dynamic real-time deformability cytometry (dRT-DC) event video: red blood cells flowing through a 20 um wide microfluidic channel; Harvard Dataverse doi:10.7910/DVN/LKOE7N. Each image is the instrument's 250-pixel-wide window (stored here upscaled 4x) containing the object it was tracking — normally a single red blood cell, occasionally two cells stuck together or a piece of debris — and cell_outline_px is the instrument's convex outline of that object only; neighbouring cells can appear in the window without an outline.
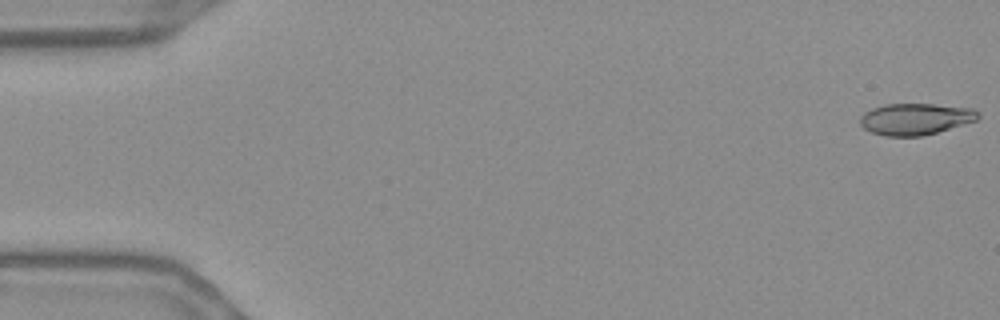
{"species": "Egyptian fruit bat (a non-hibernating species)", "species_latin": "Rousettus aegyptiacus", "temperature_condition": "warm", "stored_images_in_passage": 55, "camera_frame_rate_fps": 3000, "um_per_image_px": 0.085, "frame": {"image": 1, "passage_image": 1, "time_ms": 0.0, "image_size_px": [1000, 320], "cell_outline_px": [[980, 116], [976, 120], [936, 132], [920, 136], [884, 136], [872, 132], [864, 128], [860, 124], [860, 116], [864, 112], [872, 108], [884, 104], [936, 104], [972, 108], [980, 112]], "centroid_in_image_um": [77.79, 10.1], "position_along_channel_um": 7.2, "area_um2": 21.62}}
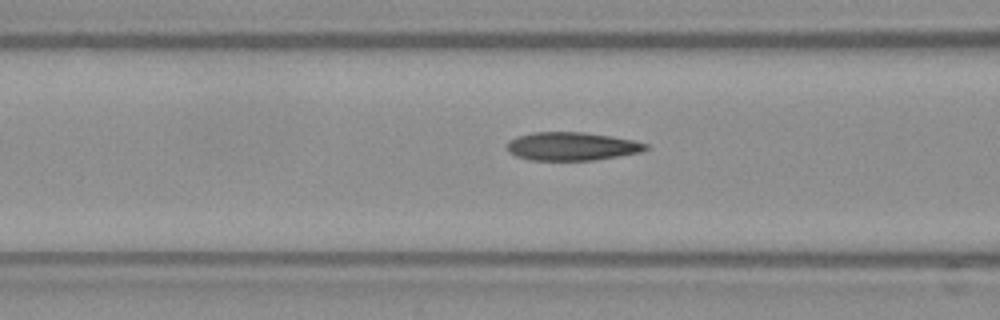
{"frame": {"image": 2, "passage_image": 22, "time_ms": 7.0, "image_size_px": [1000, 320], "cell_outline_px": [[652, 148], [640, 152], [596, 160], [528, 160], [516, 156], [508, 152], [508, 140], [516, 136], [532, 132], [584, 132], [612, 136], [632, 140], [648, 144]], "centroid_in_image_um": [48.6, 12.43], "position_along_channel_um": 118.0, "area_um2": 23.06}}
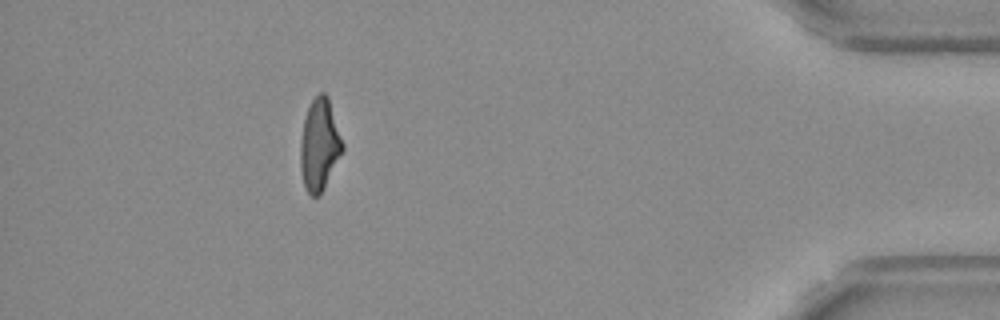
{"frame": {"image": 3, "passage_image": 50, "time_ms": 16.333, "image_size_px": [1000, 320], "cell_outline_px": [[344, 148], [320, 196], [312, 196], [308, 192], [304, 184], [300, 168], [300, 140], [304, 120], [308, 108], [312, 100], [320, 92], [324, 92], [328, 96], [344, 144]], "centroid_in_image_um": [27.16, 12.3], "position_along_channel_um": 408.0, "area_um2": 22.43}, "authors_computed_cell_mechanics": {"area_um2": 22.542, "velocity_mm_per_s": 3.6838, "shape_relaxation_time_tau1_ms": null, "shape_relaxation_time_tau2_ms": 1.8523, "deformation_change_tau1": null, "deformation_change_tau2": 0.099}}